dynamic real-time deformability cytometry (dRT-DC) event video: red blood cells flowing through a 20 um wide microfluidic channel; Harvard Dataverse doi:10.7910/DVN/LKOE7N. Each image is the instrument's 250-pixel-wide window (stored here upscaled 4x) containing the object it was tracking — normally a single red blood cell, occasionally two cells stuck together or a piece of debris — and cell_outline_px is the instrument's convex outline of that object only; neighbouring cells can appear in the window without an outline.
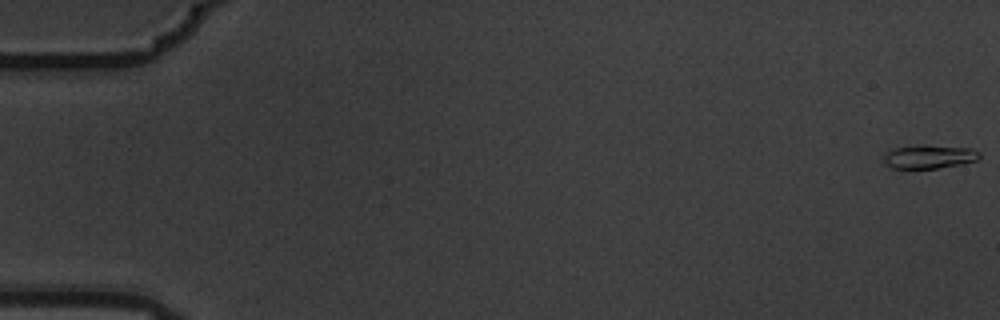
{"species": "common noctule bat (a hibernating species)", "species_latin": "Nyctalus noctula", "temperature_condition": "warm", "stored_images_in_passage": 5, "camera_frame_rate_fps": 3000, "um_per_image_px": 0.085, "animal": {"sex": "male", "body_mass_g": 19.5, "forearm_length_mm": 54.6}, "frame": {"image": 1, "passage_image": 1, "time_ms": 0.0, "image_size_px": [1000, 320], "cell_outline_px": [[980, 156], [976, 160], [964, 164], [936, 168], [892, 168], [884, 160], [884, 156], [888, 152], [896, 148], [916, 144], [920, 144], [972, 148], [980, 152]], "centroid_in_image_um": [79.03, 13.3], "position_along_channel_um": 6.0, "area_um2": 13.18}}
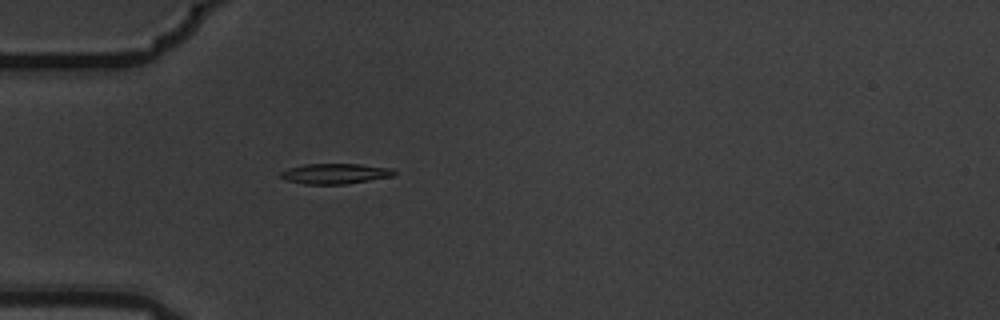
{"frame": {"image": 2, "passage_image": 5, "time_ms": 1.333, "image_size_px": [1000, 320], "cell_outline_px": [[396, 176], [344, 184], [304, 184], [284, 180], [280, 176], [280, 172], [288, 168], [304, 164], [360, 164], [392, 168], [396, 172]], "centroid_in_image_um": [28.49, 14.76], "position_along_channel_um": 56.5, "area_um2": 13.58}}